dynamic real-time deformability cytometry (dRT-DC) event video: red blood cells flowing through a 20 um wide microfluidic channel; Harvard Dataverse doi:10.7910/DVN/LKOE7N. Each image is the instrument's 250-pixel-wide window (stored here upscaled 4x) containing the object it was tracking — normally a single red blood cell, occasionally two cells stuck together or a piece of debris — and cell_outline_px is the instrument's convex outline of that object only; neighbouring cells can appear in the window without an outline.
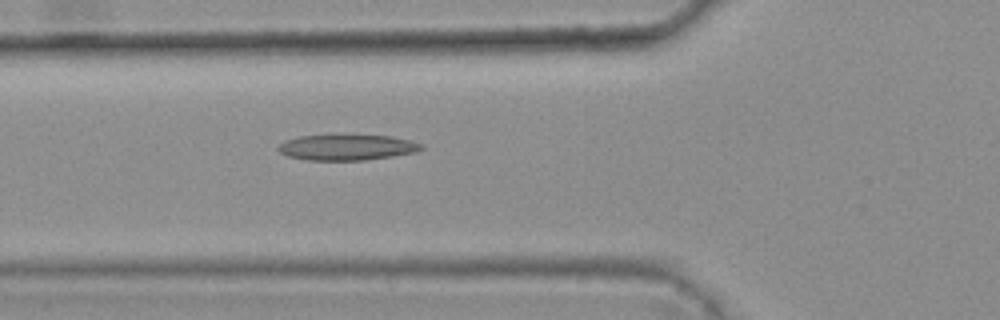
{"species": "common noctule bat (a hibernating species)", "species_latin": "Nyctalus noctula", "temperature_condition": "warm", "stored_images_in_passage": 38, "camera_frame_rate_fps": 3000, "um_per_image_px": 0.085, "animal": {"sex": "female", "body_mass_g": 25.1}, "frame": {"image": 1, "passage_image": 9, "time_ms": 2.667, "image_size_px": [1000, 320], "cell_outline_px": [[424, 148], [416, 152], [392, 156], [364, 160], [308, 160], [288, 156], [280, 152], [276, 148], [284, 140], [300, 136], [392, 136], [412, 140], [420, 144]], "centroid_in_image_um": [29.49, 12.53], "position_along_channel_um": 96.3, "area_um2": 21.1}}
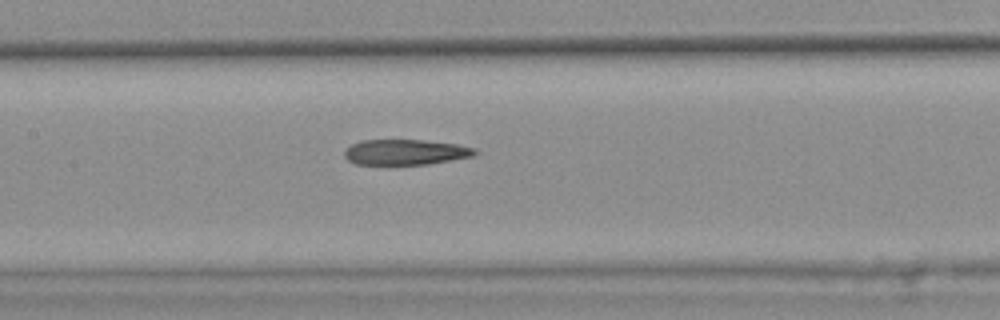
{"frame": {"image": 2, "passage_image": 15, "time_ms": 4.667, "image_size_px": [1000, 320], "cell_outline_px": [[480, 152], [472, 156], [428, 164], [356, 164], [348, 160], [344, 156], [344, 152], [352, 144], [360, 140], [424, 140], [456, 144], [476, 148]], "centroid_in_image_um": [34.48, 12.92], "position_along_channel_um": 172.9, "area_um2": 19.25}}
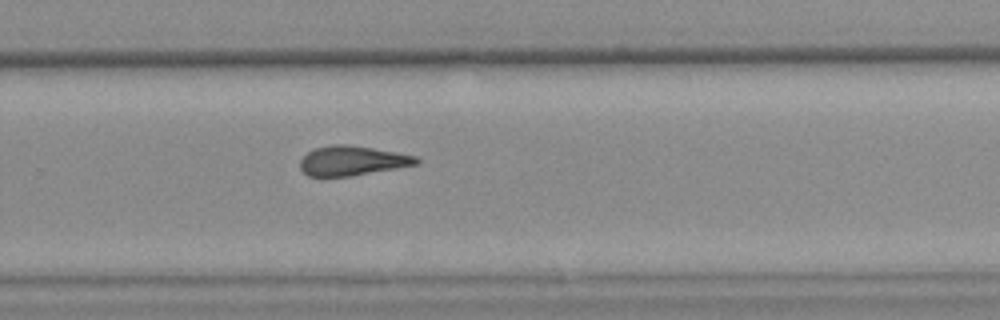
{"frame": {"image": 3, "passage_image": 25, "time_ms": 8.0, "image_size_px": [1000, 320], "cell_outline_px": [[420, 164], [348, 176], [308, 176], [300, 168], [300, 160], [308, 152], [316, 148], [332, 144], [348, 144], [396, 152], [416, 156], [420, 160]], "centroid_in_image_um": [29.95, 13.65], "position_along_channel_um": 299.9, "area_um2": 19.88}}